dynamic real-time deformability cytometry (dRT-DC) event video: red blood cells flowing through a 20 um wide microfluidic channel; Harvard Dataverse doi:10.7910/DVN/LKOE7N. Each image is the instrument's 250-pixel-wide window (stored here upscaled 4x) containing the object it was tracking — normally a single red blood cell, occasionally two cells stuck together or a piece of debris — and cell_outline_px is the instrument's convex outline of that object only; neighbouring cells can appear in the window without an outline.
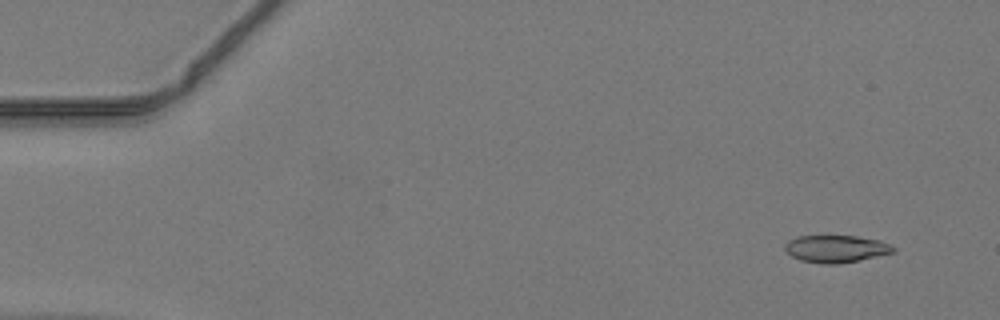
{"species": "common noctule bat (a hibernating species)", "species_latin": "Nyctalus noctula", "temperature_condition": "warm", "stored_images_in_passage": 47, "camera_frame_rate_fps": 3000, "um_per_image_px": 0.085, "animal": {"sex": "male", "body_mass_g": 19.2, "forearm_length_mm": 51.8}, "frame": {"image": 1, "passage_image": 3, "time_ms": 0.667, "image_size_px": [1000, 320], "cell_outline_px": [[896, 252], [860, 260], [840, 264], [820, 264], [800, 260], [792, 256], [784, 248], [784, 244], [788, 240], [796, 236], [856, 236], [880, 240], [896, 248]], "centroid_in_image_um": [71.06, 21.15], "position_along_channel_um": 13.9, "area_um2": 17.4}}
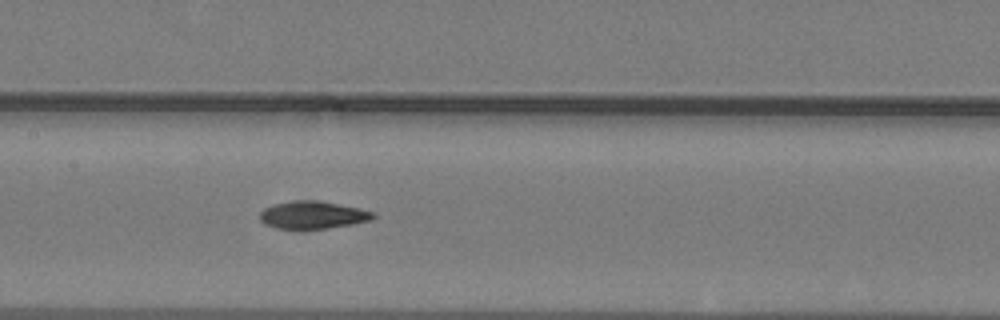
{"frame": {"image": 2, "passage_image": 23, "time_ms": 7.333, "image_size_px": [1000, 320], "cell_outline_px": [[376, 216], [372, 220], [352, 224], [328, 228], [276, 228], [264, 224], [260, 220], [260, 212], [264, 208], [272, 204], [292, 200], [316, 200], [360, 208], [376, 212]], "centroid_in_image_um": [26.59, 18.26], "position_along_channel_um": 180.8, "area_um2": 18.26}}
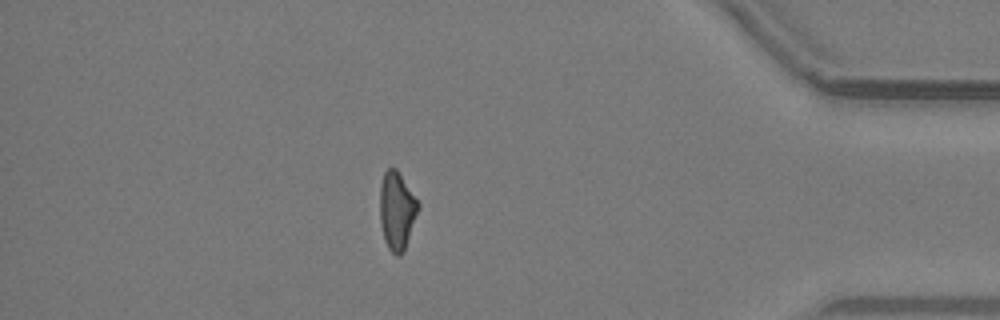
{"frame": {"image": 3, "passage_image": 41, "time_ms": 13.333, "image_size_px": [1000, 320], "cell_outline_px": [[420, 208], [404, 252], [400, 256], [396, 256], [388, 248], [384, 240], [380, 224], [380, 184], [384, 172], [388, 168], [396, 168], [420, 204]], "centroid_in_image_um": [33.74, 17.94], "position_along_channel_um": 401.5, "area_um2": 17.63}}